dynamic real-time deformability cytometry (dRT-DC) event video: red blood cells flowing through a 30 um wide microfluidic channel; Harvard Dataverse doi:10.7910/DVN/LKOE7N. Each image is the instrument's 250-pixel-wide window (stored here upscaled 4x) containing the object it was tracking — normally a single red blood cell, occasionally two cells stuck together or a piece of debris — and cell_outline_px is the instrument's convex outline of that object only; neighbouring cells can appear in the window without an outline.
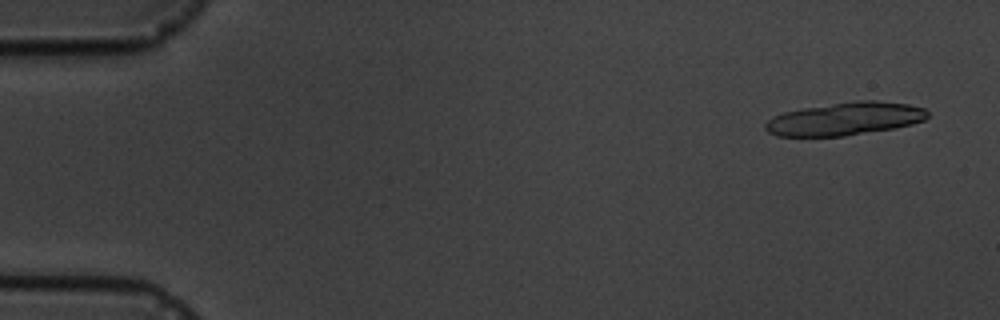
{"species": "common noctule bat (a hibernating species)", "species_latin": "Nyctalus noctula", "temperature_condition": "cold", "stored_images_in_passage": 6, "segment_of_instrument_passage": [1, 2], "camera_frame_rate_fps": 3000, "um_per_image_px": 0.085, "animal": {"sex": "male", "body_mass_g": 19.5, "forearm_length_mm": 54.6}, "frame": {"image": 1, "passage_image": 1, "time_ms": 0.0, "image_size_px": [1000, 320], "cell_outline_px": [[928, 116], [924, 120], [912, 124], [896, 128], [844, 136], [776, 136], [768, 132], [764, 128], [764, 124], [772, 116], [784, 112], [804, 108], [856, 100], [876, 100], [908, 104], [924, 108], [928, 112]], "centroid_in_image_um": [71.82, 10.1], "position_along_channel_um": 13.2, "area_um2": 31.21}}